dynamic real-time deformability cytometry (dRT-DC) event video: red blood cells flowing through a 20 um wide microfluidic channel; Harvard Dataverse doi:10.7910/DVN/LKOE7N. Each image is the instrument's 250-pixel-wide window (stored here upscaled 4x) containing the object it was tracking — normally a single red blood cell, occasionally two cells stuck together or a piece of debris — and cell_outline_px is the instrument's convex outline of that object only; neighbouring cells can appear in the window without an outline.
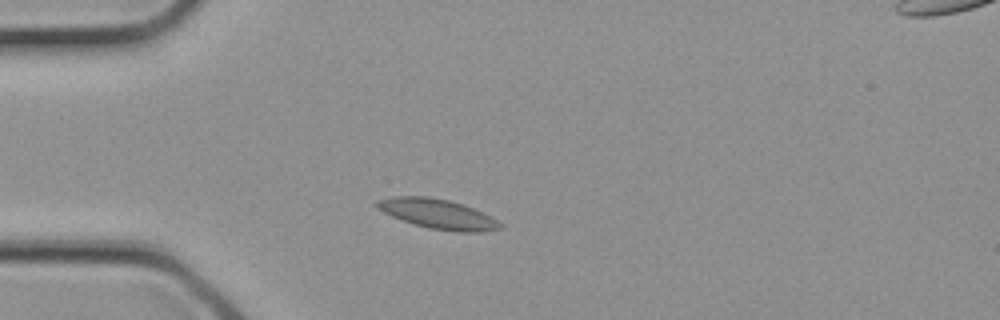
{"species": "common noctule bat (a hibernating species)", "species_latin": "Nyctalus noctula", "temperature_condition": "cold", "stored_images_in_passage": 3, "camera_frame_rate_fps": 3000, "um_per_image_px": 0.085, "animal": {"sex": "female", "body_mass_g": 21.9}, "frame": {"image": 1, "passage_image": 2, "time_ms": 0.333, "image_size_px": [1000, 320], "cell_outline_px": [[504, 228], [480, 232], [456, 232], [428, 228], [412, 224], [392, 216], [376, 208], [372, 204], [376, 200], [392, 196], [428, 196], [448, 200], [464, 204], [496, 220]], "centroid_in_image_um": [37.14, 18.18], "position_along_channel_um": 47.9, "area_um2": 21.39}}